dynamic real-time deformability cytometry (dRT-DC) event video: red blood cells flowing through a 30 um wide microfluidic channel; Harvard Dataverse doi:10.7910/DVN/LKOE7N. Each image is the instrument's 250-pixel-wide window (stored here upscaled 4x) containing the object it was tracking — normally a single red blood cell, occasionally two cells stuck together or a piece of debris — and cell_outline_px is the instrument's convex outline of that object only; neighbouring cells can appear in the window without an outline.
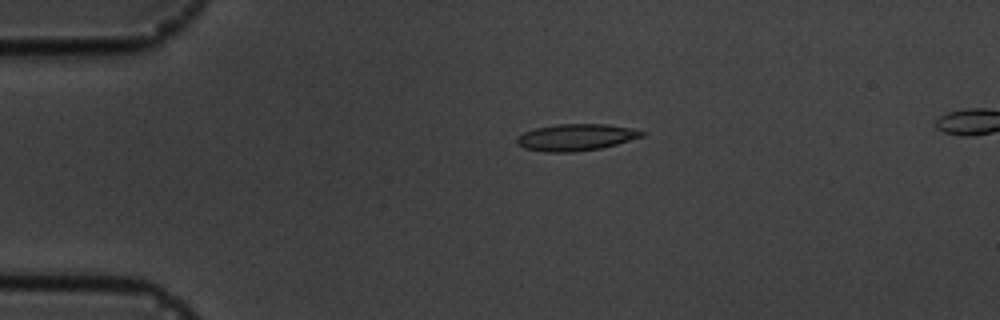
{"species": "common noctule bat (a hibernating species)", "species_latin": "Nyctalus noctula", "temperature_condition": "cold", "stored_images_in_passage": 6, "camera_frame_rate_fps": 3000, "um_per_image_px": 0.085, "animal": {"sex": "male", "body_mass_g": 19.5, "forearm_length_mm": 54.6}, "frame": {"image": 1, "passage_image": 4, "time_ms": 3.333, "image_size_px": [1000, 320], "cell_outline_px": [[644, 136], [616, 144], [600, 148], [572, 152], [544, 152], [524, 148], [516, 144], [516, 140], [524, 132], [536, 128], [556, 124], [608, 124], [632, 128], [644, 132]], "centroid_in_image_um": [48.94, 11.67], "position_along_channel_um": 36.1, "area_um2": 19.36}}